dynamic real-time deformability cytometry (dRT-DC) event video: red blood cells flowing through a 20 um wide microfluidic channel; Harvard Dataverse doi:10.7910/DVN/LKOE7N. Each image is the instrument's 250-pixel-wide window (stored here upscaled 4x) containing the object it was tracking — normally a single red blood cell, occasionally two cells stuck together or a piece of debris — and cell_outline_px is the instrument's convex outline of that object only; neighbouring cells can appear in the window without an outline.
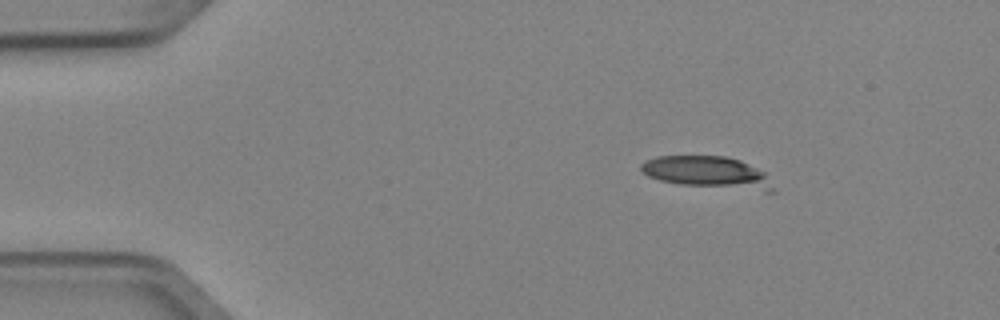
{"species": "Egyptian fruit bat (a non-hibernating species)", "species_latin": "Rousettus aegyptiacus", "temperature_condition": "cold", "stored_images_in_passage": 3, "camera_frame_rate_fps": 3000, "um_per_image_px": 0.085, "animal": {"sex": "female"}, "frame": {"image": 1, "passage_image": 1, "time_ms": 0.0, "image_size_px": [1000, 320], "cell_outline_px": [[776, 192], [764, 192], [680, 184], [660, 180], [648, 176], [640, 168], [640, 164], [656, 156], [724, 156], [740, 160], [764, 172]], "centroid_in_image_um": [60.17, 14.66], "position_along_channel_um": 24.8, "area_um2": 24.45}}